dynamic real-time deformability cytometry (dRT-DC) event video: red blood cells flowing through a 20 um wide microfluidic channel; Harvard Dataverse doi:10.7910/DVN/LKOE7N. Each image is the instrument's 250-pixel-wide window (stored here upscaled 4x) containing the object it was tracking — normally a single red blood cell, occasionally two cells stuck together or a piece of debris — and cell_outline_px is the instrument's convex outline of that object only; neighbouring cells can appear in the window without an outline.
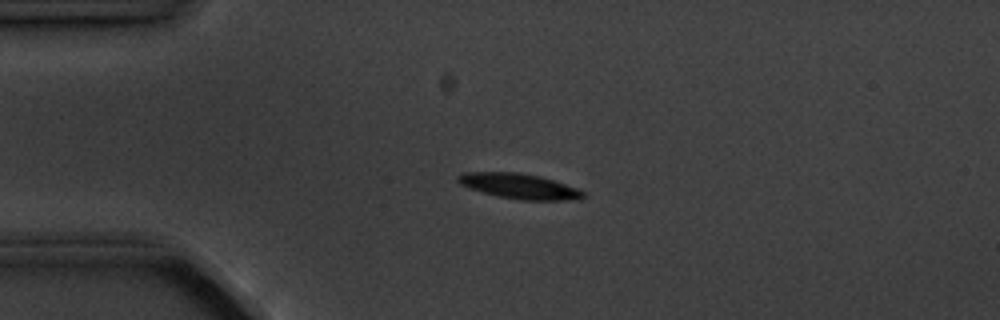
{"species": "common noctule bat (a hibernating species)", "species_latin": "Nyctalus noctula", "temperature_condition": "cold", "stored_images_in_passage": 4, "camera_frame_rate_fps": 3000, "um_per_image_px": 0.085, "animal": {"sex": "male", "body_mass_g": 20.1, "forearm_length_mm": 53.5}, "frame": {"image": 1, "passage_image": 3, "time_ms": 2.333, "image_size_px": [1000, 320], "cell_outline_px": [[588, 196], [580, 200], [520, 200], [500, 196], [468, 188], [460, 184], [456, 180], [456, 176], [464, 172], [516, 172], [540, 176], [576, 188], [584, 192]], "centroid_in_image_um": [44.15, 15.83], "position_along_channel_um": 40.9, "area_um2": 18.38}}